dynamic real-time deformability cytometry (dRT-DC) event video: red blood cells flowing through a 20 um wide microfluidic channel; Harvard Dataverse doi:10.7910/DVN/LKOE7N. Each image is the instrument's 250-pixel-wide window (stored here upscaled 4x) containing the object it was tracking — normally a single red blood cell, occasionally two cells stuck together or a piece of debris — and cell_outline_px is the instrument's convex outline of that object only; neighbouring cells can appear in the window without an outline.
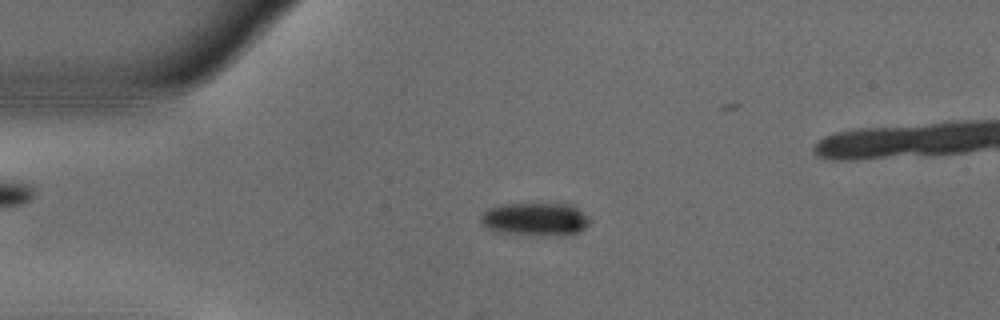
{"species": "common noctule bat (a hibernating species)", "species_latin": "Nyctalus noctula", "temperature_condition": "warm", "stored_images_in_passage": 50, "camera_frame_rate_fps": 3000, "um_per_image_px": 0.085, "animal": {"sex": "male", "body_mass_g": 18.8}, "frame": {"image": 1, "passage_image": 12, "time_ms": 3.667, "image_size_px": [1000, 320], "cell_outline_px": [[592, 220], [580, 232], [556, 236], [504, 232], [488, 228], [480, 224], [480, 216], [488, 208], [500, 204], [572, 204], [588, 216]], "centroid_in_image_um": [45.52, 18.62], "position_along_channel_um": 39.5, "area_um2": 20.92}}
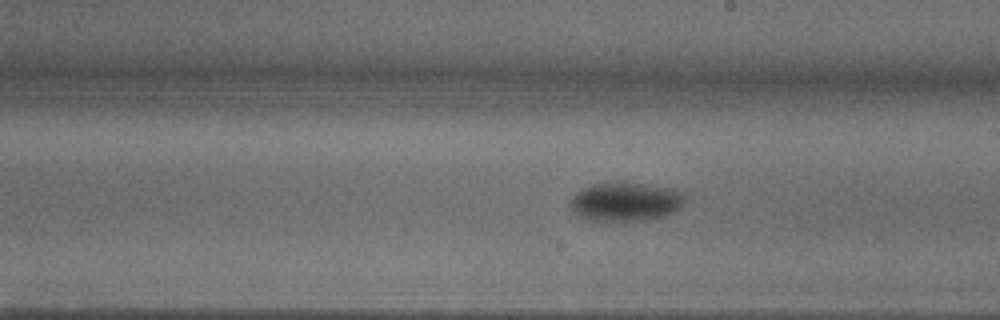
{"frame": {"image": 2, "passage_image": 30, "time_ms": 9.667, "image_size_px": [1000, 320], "cell_outline_px": [[684, 200], [680, 208], [676, 212], [664, 216], [640, 220], [588, 220], [576, 216], [572, 212], [572, 196], [576, 192], [592, 184], [608, 180], [624, 180], [672, 188], [680, 192], [684, 196]], "centroid_in_image_um": [53.15, 17.1], "position_along_channel_um": 235.8, "area_um2": 26.47}}
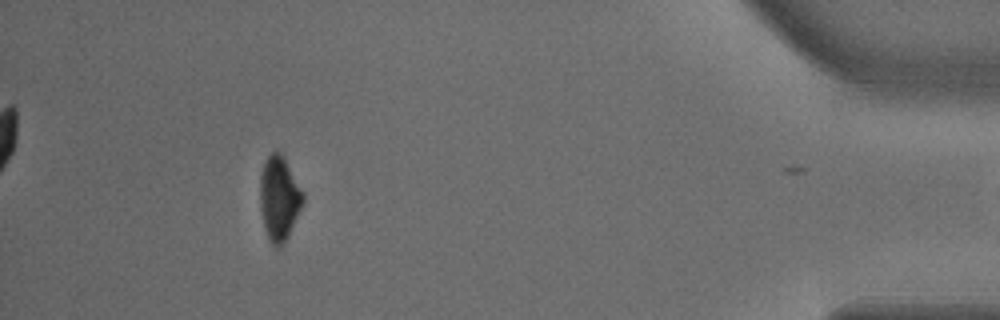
{"frame": {"image": 3, "passage_image": 49, "time_ms": 16.0, "image_size_px": [1000, 320], "cell_outline_px": [[304, 204], [288, 236], [276, 248], [268, 240], [264, 228], [260, 208], [260, 176], [264, 160], [276, 148], [284, 156], [304, 192]], "centroid_in_image_um": [23.74, 16.81], "position_along_channel_um": 411.5, "area_um2": 21.44}}